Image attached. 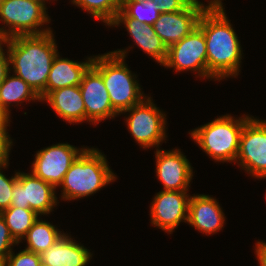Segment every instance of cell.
<instances>
[{
  "mask_svg": "<svg viewBox=\"0 0 266 266\" xmlns=\"http://www.w3.org/2000/svg\"><path fill=\"white\" fill-rule=\"evenodd\" d=\"M156 176L166 191H189L193 167L180 149L156 148Z\"/></svg>",
  "mask_w": 266,
  "mask_h": 266,
  "instance_id": "cell-14",
  "label": "cell"
},
{
  "mask_svg": "<svg viewBox=\"0 0 266 266\" xmlns=\"http://www.w3.org/2000/svg\"><path fill=\"white\" fill-rule=\"evenodd\" d=\"M39 217L32 225L27 235L22 239L27 243L25 250L41 254L52 247L65 233L52 223Z\"/></svg>",
  "mask_w": 266,
  "mask_h": 266,
  "instance_id": "cell-22",
  "label": "cell"
},
{
  "mask_svg": "<svg viewBox=\"0 0 266 266\" xmlns=\"http://www.w3.org/2000/svg\"><path fill=\"white\" fill-rule=\"evenodd\" d=\"M71 3L109 27L121 9L122 0H71Z\"/></svg>",
  "mask_w": 266,
  "mask_h": 266,
  "instance_id": "cell-24",
  "label": "cell"
},
{
  "mask_svg": "<svg viewBox=\"0 0 266 266\" xmlns=\"http://www.w3.org/2000/svg\"><path fill=\"white\" fill-rule=\"evenodd\" d=\"M13 238L20 243L39 215L29 208L9 207L0 212Z\"/></svg>",
  "mask_w": 266,
  "mask_h": 266,
  "instance_id": "cell-23",
  "label": "cell"
},
{
  "mask_svg": "<svg viewBox=\"0 0 266 266\" xmlns=\"http://www.w3.org/2000/svg\"><path fill=\"white\" fill-rule=\"evenodd\" d=\"M223 4L208 5L198 26L203 30L207 49V79L219 81L239 75L242 47Z\"/></svg>",
  "mask_w": 266,
  "mask_h": 266,
  "instance_id": "cell-1",
  "label": "cell"
},
{
  "mask_svg": "<svg viewBox=\"0 0 266 266\" xmlns=\"http://www.w3.org/2000/svg\"><path fill=\"white\" fill-rule=\"evenodd\" d=\"M19 243L13 238L5 220L0 215V260L5 262L7 256L12 252L13 246Z\"/></svg>",
  "mask_w": 266,
  "mask_h": 266,
  "instance_id": "cell-29",
  "label": "cell"
},
{
  "mask_svg": "<svg viewBox=\"0 0 266 266\" xmlns=\"http://www.w3.org/2000/svg\"><path fill=\"white\" fill-rule=\"evenodd\" d=\"M225 214L215 197L205 194L190 196L187 223L199 232L211 235L222 230Z\"/></svg>",
  "mask_w": 266,
  "mask_h": 266,
  "instance_id": "cell-17",
  "label": "cell"
},
{
  "mask_svg": "<svg viewBox=\"0 0 266 266\" xmlns=\"http://www.w3.org/2000/svg\"><path fill=\"white\" fill-rule=\"evenodd\" d=\"M116 179L106 155L98 148L88 147L72 163L59 185L62 187L61 200L89 197Z\"/></svg>",
  "mask_w": 266,
  "mask_h": 266,
  "instance_id": "cell-4",
  "label": "cell"
},
{
  "mask_svg": "<svg viewBox=\"0 0 266 266\" xmlns=\"http://www.w3.org/2000/svg\"><path fill=\"white\" fill-rule=\"evenodd\" d=\"M10 71L44 98L54 58L59 53L53 30L39 35H19L4 40Z\"/></svg>",
  "mask_w": 266,
  "mask_h": 266,
  "instance_id": "cell-2",
  "label": "cell"
},
{
  "mask_svg": "<svg viewBox=\"0 0 266 266\" xmlns=\"http://www.w3.org/2000/svg\"><path fill=\"white\" fill-rule=\"evenodd\" d=\"M121 10L146 25H153L160 15L159 6L152 0H122Z\"/></svg>",
  "mask_w": 266,
  "mask_h": 266,
  "instance_id": "cell-25",
  "label": "cell"
},
{
  "mask_svg": "<svg viewBox=\"0 0 266 266\" xmlns=\"http://www.w3.org/2000/svg\"><path fill=\"white\" fill-rule=\"evenodd\" d=\"M79 87L85 105L86 122L97 125L102 120L114 119L119 115L112 108L101 74L92 65L83 74Z\"/></svg>",
  "mask_w": 266,
  "mask_h": 266,
  "instance_id": "cell-13",
  "label": "cell"
},
{
  "mask_svg": "<svg viewBox=\"0 0 266 266\" xmlns=\"http://www.w3.org/2000/svg\"><path fill=\"white\" fill-rule=\"evenodd\" d=\"M129 48L132 47L94 55L91 64L101 74L112 108L118 114L139 104L146 97L136 74L125 62Z\"/></svg>",
  "mask_w": 266,
  "mask_h": 266,
  "instance_id": "cell-3",
  "label": "cell"
},
{
  "mask_svg": "<svg viewBox=\"0 0 266 266\" xmlns=\"http://www.w3.org/2000/svg\"><path fill=\"white\" fill-rule=\"evenodd\" d=\"M250 117L248 114L239 118L231 114L222 115L191 130L189 135L215 162L235 163L239 151L240 135L245 122Z\"/></svg>",
  "mask_w": 266,
  "mask_h": 266,
  "instance_id": "cell-5",
  "label": "cell"
},
{
  "mask_svg": "<svg viewBox=\"0 0 266 266\" xmlns=\"http://www.w3.org/2000/svg\"><path fill=\"white\" fill-rule=\"evenodd\" d=\"M207 2H208V5H220V4H222V0H210Z\"/></svg>",
  "mask_w": 266,
  "mask_h": 266,
  "instance_id": "cell-33",
  "label": "cell"
},
{
  "mask_svg": "<svg viewBox=\"0 0 266 266\" xmlns=\"http://www.w3.org/2000/svg\"><path fill=\"white\" fill-rule=\"evenodd\" d=\"M11 118L0 115V167L9 165V155L13 145V139L8 134Z\"/></svg>",
  "mask_w": 266,
  "mask_h": 266,
  "instance_id": "cell-26",
  "label": "cell"
},
{
  "mask_svg": "<svg viewBox=\"0 0 266 266\" xmlns=\"http://www.w3.org/2000/svg\"><path fill=\"white\" fill-rule=\"evenodd\" d=\"M32 1H36V2H38V3H40V4H42L43 6H45V7H47L46 6V3H48V0H32ZM47 1V2H46ZM51 1V0H50ZM53 1H55V0H53Z\"/></svg>",
  "mask_w": 266,
  "mask_h": 266,
  "instance_id": "cell-34",
  "label": "cell"
},
{
  "mask_svg": "<svg viewBox=\"0 0 266 266\" xmlns=\"http://www.w3.org/2000/svg\"><path fill=\"white\" fill-rule=\"evenodd\" d=\"M40 254L20 250L19 253L14 254L12 251L4 262V266H41Z\"/></svg>",
  "mask_w": 266,
  "mask_h": 266,
  "instance_id": "cell-28",
  "label": "cell"
},
{
  "mask_svg": "<svg viewBox=\"0 0 266 266\" xmlns=\"http://www.w3.org/2000/svg\"><path fill=\"white\" fill-rule=\"evenodd\" d=\"M87 147L77 148L68 143H58L36 152L30 170L55 188L63 182L66 172Z\"/></svg>",
  "mask_w": 266,
  "mask_h": 266,
  "instance_id": "cell-11",
  "label": "cell"
},
{
  "mask_svg": "<svg viewBox=\"0 0 266 266\" xmlns=\"http://www.w3.org/2000/svg\"><path fill=\"white\" fill-rule=\"evenodd\" d=\"M47 9L32 0H3L0 22L4 26L0 27V37L5 40L19 35H39L51 31V27L43 28L44 24L51 22Z\"/></svg>",
  "mask_w": 266,
  "mask_h": 266,
  "instance_id": "cell-6",
  "label": "cell"
},
{
  "mask_svg": "<svg viewBox=\"0 0 266 266\" xmlns=\"http://www.w3.org/2000/svg\"><path fill=\"white\" fill-rule=\"evenodd\" d=\"M126 28L133 42L143 52L148 54L160 66L166 62L168 48L163 43L162 39L156 34L153 25H146L138 20L128 17L121 9L115 16V19L109 24L111 27L119 25Z\"/></svg>",
  "mask_w": 266,
  "mask_h": 266,
  "instance_id": "cell-16",
  "label": "cell"
},
{
  "mask_svg": "<svg viewBox=\"0 0 266 266\" xmlns=\"http://www.w3.org/2000/svg\"><path fill=\"white\" fill-rule=\"evenodd\" d=\"M235 163L253 178H266V120L251 116L245 122Z\"/></svg>",
  "mask_w": 266,
  "mask_h": 266,
  "instance_id": "cell-8",
  "label": "cell"
},
{
  "mask_svg": "<svg viewBox=\"0 0 266 266\" xmlns=\"http://www.w3.org/2000/svg\"><path fill=\"white\" fill-rule=\"evenodd\" d=\"M4 40L0 43V84L5 79L6 75L10 72L9 56L7 49L4 48ZM6 50V52H5ZM7 55V56H6Z\"/></svg>",
  "mask_w": 266,
  "mask_h": 266,
  "instance_id": "cell-31",
  "label": "cell"
},
{
  "mask_svg": "<svg viewBox=\"0 0 266 266\" xmlns=\"http://www.w3.org/2000/svg\"><path fill=\"white\" fill-rule=\"evenodd\" d=\"M0 266H4V262L0 260Z\"/></svg>",
  "mask_w": 266,
  "mask_h": 266,
  "instance_id": "cell-35",
  "label": "cell"
},
{
  "mask_svg": "<svg viewBox=\"0 0 266 266\" xmlns=\"http://www.w3.org/2000/svg\"><path fill=\"white\" fill-rule=\"evenodd\" d=\"M128 112V113H126ZM125 117L128 132L143 149L160 147L168 137L166 114L157 107L152 97L146 96L139 104L120 113Z\"/></svg>",
  "mask_w": 266,
  "mask_h": 266,
  "instance_id": "cell-7",
  "label": "cell"
},
{
  "mask_svg": "<svg viewBox=\"0 0 266 266\" xmlns=\"http://www.w3.org/2000/svg\"><path fill=\"white\" fill-rule=\"evenodd\" d=\"M58 201L56 188L52 184L43 181L32 172H18L10 207L29 208L41 217L50 215Z\"/></svg>",
  "mask_w": 266,
  "mask_h": 266,
  "instance_id": "cell-9",
  "label": "cell"
},
{
  "mask_svg": "<svg viewBox=\"0 0 266 266\" xmlns=\"http://www.w3.org/2000/svg\"><path fill=\"white\" fill-rule=\"evenodd\" d=\"M45 101L58 117L69 124L86 121V111L79 86L60 88L49 92L41 102Z\"/></svg>",
  "mask_w": 266,
  "mask_h": 266,
  "instance_id": "cell-19",
  "label": "cell"
},
{
  "mask_svg": "<svg viewBox=\"0 0 266 266\" xmlns=\"http://www.w3.org/2000/svg\"><path fill=\"white\" fill-rule=\"evenodd\" d=\"M159 6L160 13H173L184 10L193 0H152Z\"/></svg>",
  "mask_w": 266,
  "mask_h": 266,
  "instance_id": "cell-30",
  "label": "cell"
},
{
  "mask_svg": "<svg viewBox=\"0 0 266 266\" xmlns=\"http://www.w3.org/2000/svg\"><path fill=\"white\" fill-rule=\"evenodd\" d=\"M94 56H90L83 62L73 61L68 58L60 57L59 53L53 60L51 70L48 75L44 97L51 91L70 87L79 86L83 74L92 64Z\"/></svg>",
  "mask_w": 266,
  "mask_h": 266,
  "instance_id": "cell-20",
  "label": "cell"
},
{
  "mask_svg": "<svg viewBox=\"0 0 266 266\" xmlns=\"http://www.w3.org/2000/svg\"><path fill=\"white\" fill-rule=\"evenodd\" d=\"M254 249L259 266H266V242L257 241Z\"/></svg>",
  "mask_w": 266,
  "mask_h": 266,
  "instance_id": "cell-32",
  "label": "cell"
},
{
  "mask_svg": "<svg viewBox=\"0 0 266 266\" xmlns=\"http://www.w3.org/2000/svg\"><path fill=\"white\" fill-rule=\"evenodd\" d=\"M165 68L176 72L193 71L207 79V49L203 30L197 26L186 37L168 48Z\"/></svg>",
  "mask_w": 266,
  "mask_h": 266,
  "instance_id": "cell-10",
  "label": "cell"
},
{
  "mask_svg": "<svg viewBox=\"0 0 266 266\" xmlns=\"http://www.w3.org/2000/svg\"><path fill=\"white\" fill-rule=\"evenodd\" d=\"M207 6L199 0H193L184 10L160 13L153 24L154 30L169 48L198 26L199 18Z\"/></svg>",
  "mask_w": 266,
  "mask_h": 266,
  "instance_id": "cell-15",
  "label": "cell"
},
{
  "mask_svg": "<svg viewBox=\"0 0 266 266\" xmlns=\"http://www.w3.org/2000/svg\"><path fill=\"white\" fill-rule=\"evenodd\" d=\"M11 71L6 75L0 84V115L11 117L10 106H19L27 101H40L36 92L20 77L15 74L11 76Z\"/></svg>",
  "mask_w": 266,
  "mask_h": 266,
  "instance_id": "cell-21",
  "label": "cell"
},
{
  "mask_svg": "<svg viewBox=\"0 0 266 266\" xmlns=\"http://www.w3.org/2000/svg\"><path fill=\"white\" fill-rule=\"evenodd\" d=\"M64 234L52 247L40 254L44 266H86L92 259L90 250Z\"/></svg>",
  "mask_w": 266,
  "mask_h": 266,
  "instance_id": "cell-18",
  "label": "cell"
},
{
  "mask_svg": "<svg viewBox=\"0 0 266 266\" xmlns=\"http://www.w3.org/2000/svg\"><path fill=\"white\" fill-rule=\"evenodd\" d=\"M188 191L161 190L155 194L150 205V223L172 234L181 222L188 221Z\"/></svg>",
  "mask_w": 266,
  "mask_h": 266,
  "instance_id": "cell-12",
  "label": "cell"
},
{
  "mask_svg": "<svg viewBox=\"0 0 266 266\" xmlns=\"http://www.w3.org/2000/svg\"><path fill=\"white\" fill-rule=\"evenodd\" d=\"M9 165L0 167V212L4 209H7L11 206L12 192L14 184L17 182L18 172L7 178L3 174V170L7 169Z\"/></svg>",
  "mask_w": 266,
  "mask_h": 266,
  "instance_id": "cell-27",
  "label": "cell"
}]
</instances>
